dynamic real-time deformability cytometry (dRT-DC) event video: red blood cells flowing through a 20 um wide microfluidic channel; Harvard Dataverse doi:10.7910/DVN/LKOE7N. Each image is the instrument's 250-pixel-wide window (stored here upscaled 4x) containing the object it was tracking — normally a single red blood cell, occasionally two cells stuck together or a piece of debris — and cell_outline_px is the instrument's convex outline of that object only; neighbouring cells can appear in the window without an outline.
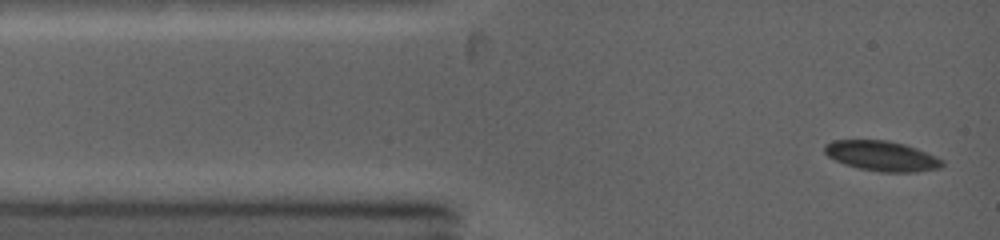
{"species": "common noctule bat (a hibernating species)", "species_latin": "Nyctalus noctula", "temperature_condition": "warm", "stored_images_in_passage": 5, "segment_of_instrument_passage": [2, 2], "camera_frame_rate_fps": 5000, "um_per_image_px": 0.085, "animal": {"sex": "female", "body_mass_g": 19.0, "forearm_length_mm": 53.3}, "frame": {"image": 1, "passage_image": 5, "time_ms": 3.0, "image_size_px": [1000, 240], "cell_outline_px": [[944, 164], [940, 168], [916, 172], [880, 172], [860, 168], [844, 164], [828, 156], [824, 152], [824, 144], [832, 140], [888, 140], [904, 144], [916, 148], [936, 156], [944, 160]], "centroid_in_image_um": [74.96, 13.25], "position_along_channel_um": 10.0, "area_um2": 20.69}}